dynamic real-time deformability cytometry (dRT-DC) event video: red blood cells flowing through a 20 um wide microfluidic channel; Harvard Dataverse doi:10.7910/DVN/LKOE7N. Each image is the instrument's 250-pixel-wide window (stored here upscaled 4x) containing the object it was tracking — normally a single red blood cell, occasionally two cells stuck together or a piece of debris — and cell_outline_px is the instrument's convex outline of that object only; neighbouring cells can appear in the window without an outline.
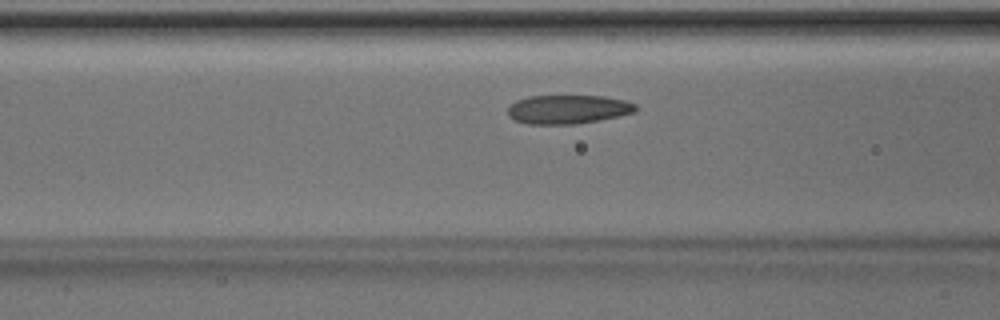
{"species": "Egyptian fruit bat (a non-hibernating species)", "species_latin": "Rousettus aegyptiacus", "temperature_condition": "room temperature", "stored_images_in_passage": 37, "camera_frame_rate_fps": 3000, "um_per_image_px": 0.085, "animal": {"sex": "male"}, "frame": {"image": 1, "passage_image": 11, "time_ms": 3.333, "image_size_px": [1000, 320], "cell_outline_px": [[640, 108], [636, 112], [620, 116], [600, 120], [572, 124], [528, 124], [516, 120], [508, 116], [508, 108], [516, 100], [528, 96], [604, 96], [624, 100], [636, 104]], "centroid_in_image_um": [48.32, 9.29], "position_along_channel_um": 118.3, "area_um2": 21.62}}
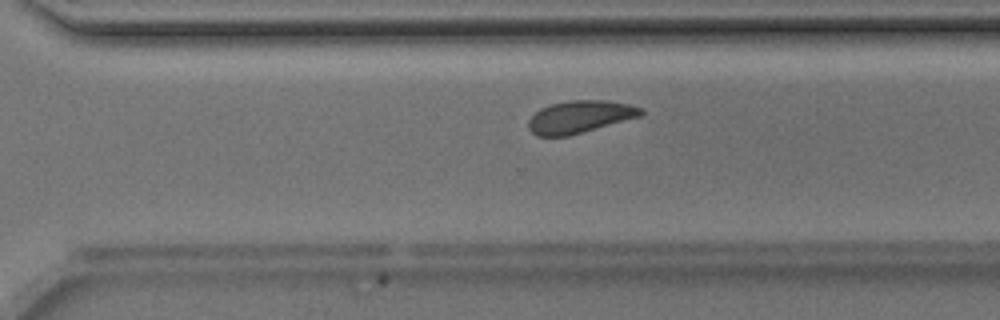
{"frame": {"image": 2, "passage_image": 26, "time_ms": 8.333, "image_size_px": [1000, 320], "cell_outline_px": [[644, 112], [640, 116], [568, 136], [536, 136], [528, 128], [528, 120], [540, 108], [552, 104], [572, 100], [604, 100], [628, 104], [644, 108]], "centroid_in_image_um": [49.27, 9.93], "position_along_channel_um": 321.3, "area_um2": 21.04}}
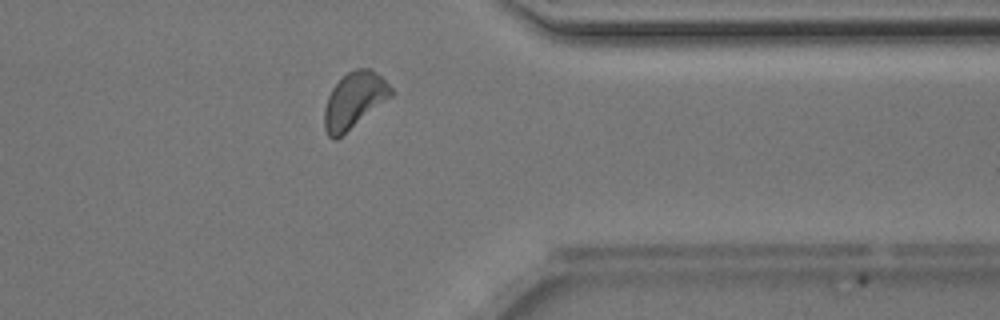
{"frame": {"image": 3, "passage_image": 31, "time_ms": 10.0, "image_size_px": [1000, 320], "cell_outline_px": [[396, 92], [392, 96], [336, 140], [332, 140], [328, 136], [324, 128], [324, 108], [328, 96], [332, 88], [348, 72], [356, 68], [372, 68]], "centroid_in_image_um": [30.1, 8.53], "position_along_channel_um": 381.3, "area_um2": 21.68}}